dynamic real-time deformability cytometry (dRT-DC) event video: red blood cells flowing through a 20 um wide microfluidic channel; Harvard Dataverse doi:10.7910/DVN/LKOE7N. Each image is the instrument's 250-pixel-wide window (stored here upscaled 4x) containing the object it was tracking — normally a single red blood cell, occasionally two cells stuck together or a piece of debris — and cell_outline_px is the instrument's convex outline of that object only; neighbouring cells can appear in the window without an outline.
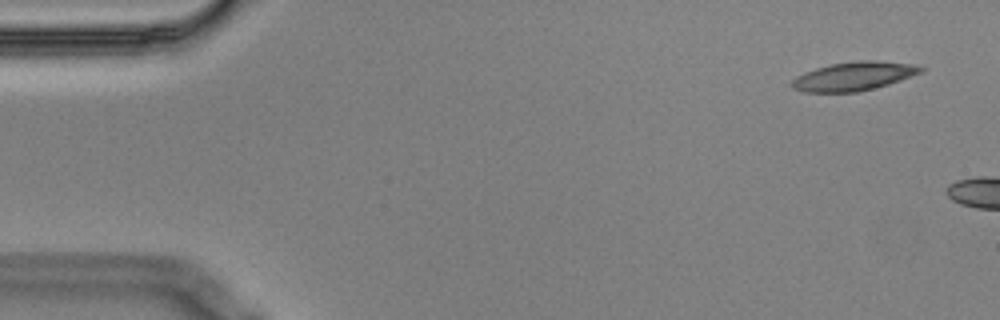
{"species": "Egyptian fruit bat (a non-hibernating species)", "species_latin": "Rousettus aegyptiacus", "temperature_condition": "cold", "stored_images_in_passage": 3, "camera_frame_rate_fps": 3000, "um_per_image_px": 0.085, "animal": {"sex": "male"}, "frame": {"image": 1, "passage_image": 1, "time_ms": 0.0, "image_size_px": [1000, 320], "cell_outline_px": [[924, 72], [888, 84], [856, 92], [804, 92], [792, 88], [792, 80], [796, 76], [804, 72], [816, 68], [832, 64], [860, 60], [876, 60], [916, 64], [924, 68]], "centroid_in_image_um": [72.59, 6.47], "position_along_channel_um": 12.4, "area_um2": 21.56}}